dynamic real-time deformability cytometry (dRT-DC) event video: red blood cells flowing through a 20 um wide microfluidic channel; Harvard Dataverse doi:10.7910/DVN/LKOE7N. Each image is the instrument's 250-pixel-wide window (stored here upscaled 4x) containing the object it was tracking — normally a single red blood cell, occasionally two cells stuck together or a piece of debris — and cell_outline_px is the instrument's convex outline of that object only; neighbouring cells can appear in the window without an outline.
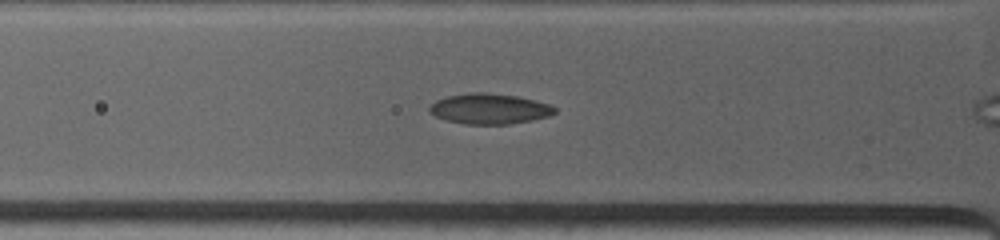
{"species": "common noctule bat (a hibernating species)", "species_latin": "Nyctalus noctula", "temperature_condition": "warm", "stored_images_in_passage": 17, "camera_frame_rate_fps": 4500, "um_per_image_px": 0.085, "animal": {"sex": "female", "body_mass_g": 19.0, "forearm_length_mm": 53.3}, "frame": {"image": 1, "passage_image": 7, "time_ms": 2.222, "image_size_px": [1000, 240], "cell_outline_px": [[556, 112], [548, 116], [532, 120], [508, 124], [464, 124], [448, 120], [436, 116], [428, 112], [428, 108], [436, 100], [448, 96], [468, 92], [484, 92], [516, 96], [536, 100], [548, 104], [556, 108]], "centroid_in_image_um": [41.59, 9.24], "position_along_channel_um": 84.2, "area_um2": 22.14}}
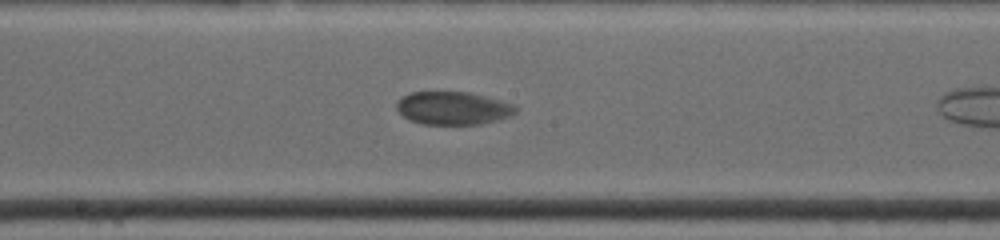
{"frame": {"image": 2, "passage_image": 14, "time_ms": 5.556, "image_size_px": [1000, 240], "cell_outline_px": [[516, 112], [512, 116], [480, 124], [424, 124], [408, 120], [396, 108], [396, 100], [408, 92], [468, 92], [500, 100], [512, 104], [516, 108]], "centroid_in_image_um": [38.46, 9.19], "position_along_channel_um": 209.7, "area_um2": 22.89}}
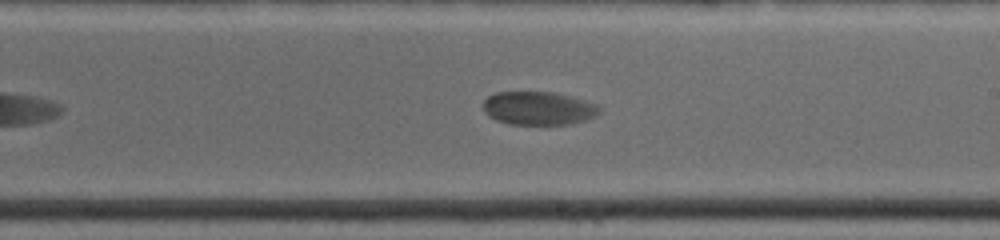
{"frame": {"image": 3, "passage_image": 16, "time_ms": 6.444, "image_size_px": [1000, 240], "cell_outline_px": [[600, 112], [596, 116], [572, 124], [508, 124], [496, 120], [488, 116], [484, 112], [484, 100], [488, 96], [496, 92], [556, 92], [572, 96], [596, 104], [600, 108]], "centroid_in_image_um": [45.77, 9.2], "position_along_channel_um": 243.2, "area_um2": 22.72}}